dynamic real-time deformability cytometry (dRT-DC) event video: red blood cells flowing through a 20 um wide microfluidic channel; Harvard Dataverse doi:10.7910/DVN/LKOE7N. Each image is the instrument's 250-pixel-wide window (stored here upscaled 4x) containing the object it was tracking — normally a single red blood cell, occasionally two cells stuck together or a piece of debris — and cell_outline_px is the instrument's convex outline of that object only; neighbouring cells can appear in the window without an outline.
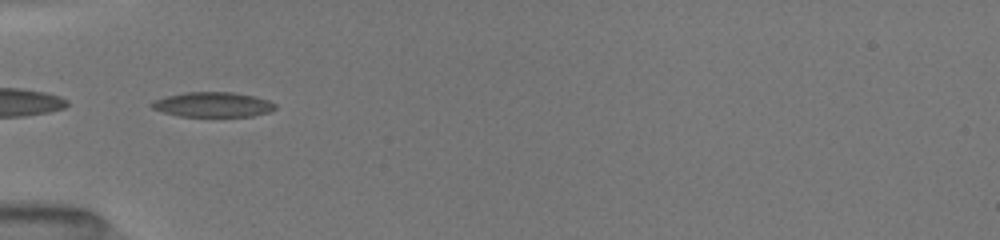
{"species": "common noctule bat (a hibernating species)", "species_latin": "Nyctalus noctula", "temperature_condition": "room temperature", "stored_images_in_passage": 52, "segment_of_instrument_passage": [2, 2], "camera_frame_rate_fps": 3000, "um_per_image_px": 0.085, "animal": {"sex": "female", "body_mass_g": 19.5, "forearm_length_mm": 54.1}, "frame": {"image": 1, "passage_image": 18, "time_ms": 5.667, "image_size_px": [1000, 240], "cell_outline_px": [[276, 108], [268, 112], [252, 116], [180, 116], [164, 112], [152, 108], [148, 104], [152, 100], [164, 96], [184, 92], [232, 92], [252, 96], [268, 100], [276, 104]], "centroid_in_image_um": [18.04, 8.88], "position_along_channel_um": 67.0, "area_um2": 17.92}}
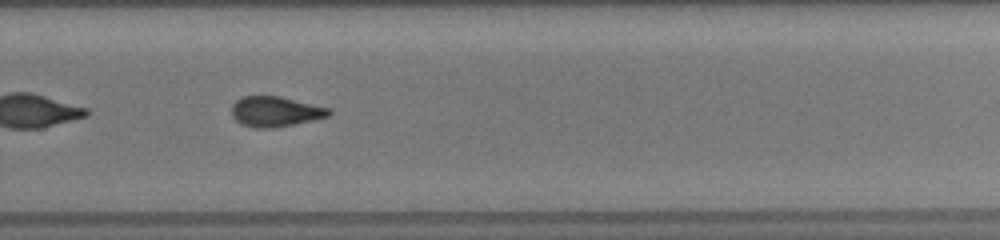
{"frame": {"image": 2, "passage_image": 36, "time_ms": 11.667, "image_size_px": [1000, 240], "cell_outline_px": [[332, 112], [328, 116], [292, 124], [272, 128], [256, 128], [240, 124], [232, 116], [232, 104], [236, 100], [244, 96], [280, 96], [332, 108]], "centroid_in_image_um": [23.4, 9.47], "position_along_channel_um": 306.4, "area_um2": 17.11}}
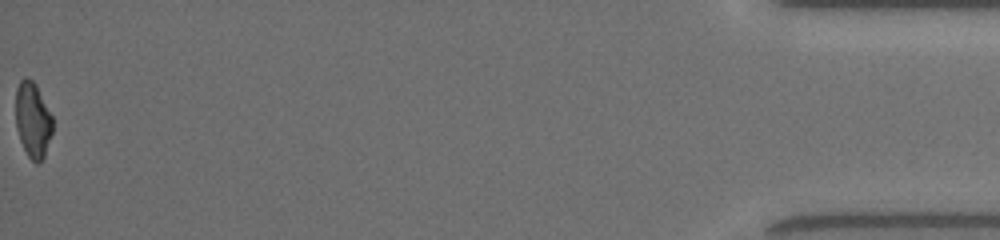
{"frame": {"image": 3, "passage_image": 52, "time_ms": 17.0, "image_size_px": [1000, 240], "cell_outline_px": [[52, 132], [44, 156], [36, 164], [28, 156], [20, 140], [16, 128], [16, 88], [20, 80], [24, 76], [28, 76], [36, 84], [52, 116]], "centroid_in_image_um": [2.77, 10.15], "position_along_channel_um": 432.4, "area_um2": 16.18}}